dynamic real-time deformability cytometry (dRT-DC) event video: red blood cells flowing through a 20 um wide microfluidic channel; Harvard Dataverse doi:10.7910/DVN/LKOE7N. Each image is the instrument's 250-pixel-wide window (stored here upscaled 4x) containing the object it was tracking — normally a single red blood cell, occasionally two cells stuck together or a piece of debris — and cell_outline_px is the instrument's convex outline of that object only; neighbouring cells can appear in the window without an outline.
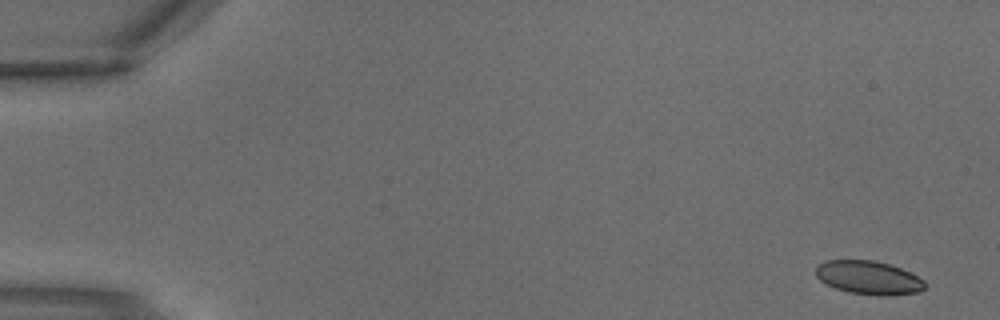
{"species": "common noctule bat (a hibernating species)", "species_latin": "Nyctalus noctula", "temperature_condition": "warm", "stored_images_in_passage": 2, "camera_frame_rate_fps": 3000, "um_per_image_px": 0.085, "animal": {"sex": "male", "body_mass_g": 18.8}, "frame": {"image": 1, "passage_image": 1, "time_ms": 0.0, "image_size_px": [1000, 320], "cell_outline_px": [[924, 288], [920, 292], [880, 296], [848, 292], [836, 288], [820, 280], [816, 276], [816, 268], [824, 260], [872, 260], [888, 264], [900, 268], [924, 280]], "centroid_in_image_um": [73.81, 23.6], "position_along_channel_um": 11.2, "area_um2": 21.04}}